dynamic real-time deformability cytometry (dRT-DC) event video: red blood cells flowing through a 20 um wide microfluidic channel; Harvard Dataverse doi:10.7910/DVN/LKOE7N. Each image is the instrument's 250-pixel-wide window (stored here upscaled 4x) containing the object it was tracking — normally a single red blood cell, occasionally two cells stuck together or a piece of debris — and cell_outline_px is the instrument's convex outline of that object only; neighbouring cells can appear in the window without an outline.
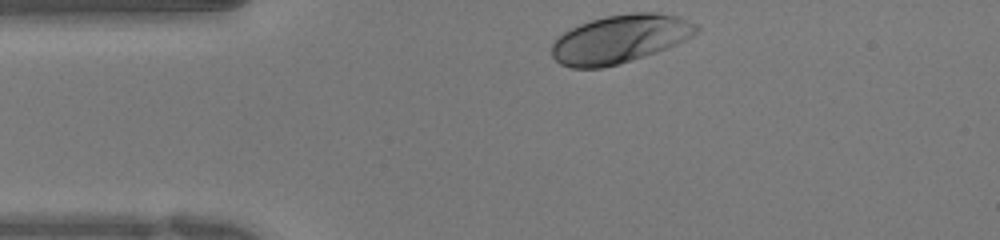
{"species": "human", "species_latin": "Homo sapiens", "temperature_condition": "warm", "stored_images_in_passage": 32, "camera_frame_rate_fps": 3000, "um_per_image_px": 0.085, "donor": {"sex": "female"}, "frame": {"image": 1, "passage_image": 1, "time_ms": 0.0, "image_size_px": [1000, 240], "cell_outline_px": [[700, 32], [676, 44], [656, 52], [644, 56], [616, 64], [600, 68], [572, 68], [560, 64], [552, 56], [552, 44], [564, 32], [580, 24], [592, 20], [608, 16], [632, 12], [656, 12], [676, 16], [696, 24], [700, 28]], "centroid_in_image_um": [52.71, 3.31], "position_along_channel_um": 32.3, "area_um2": 40.23}}
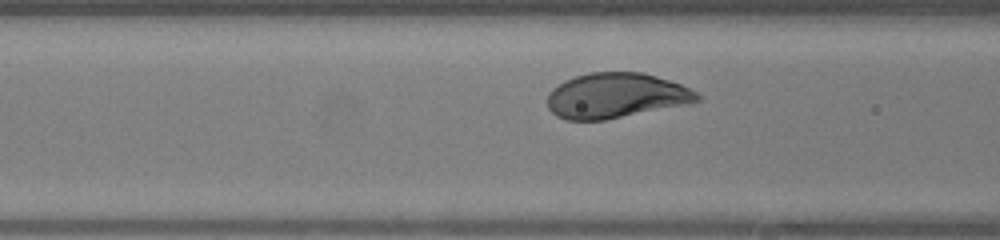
{"frame": {"image": 2, "passage_image": 10, "time_ms": 3.0, "image_size_px": [1000, 240], "cell_outline_px": [[700, 100], [688, 104], [604, 120], [564, 120], [556, 116], [548, 108], [548, 92], [552, 88], [564, 80], [588, 72], [640, 72], [656, 76], [680, 84], [696, 92], [700, 96]], "centroid_in_image_um": [52.31, 8.13], "position_along_channel_um": 114.3, "area_um2": 39.36}}
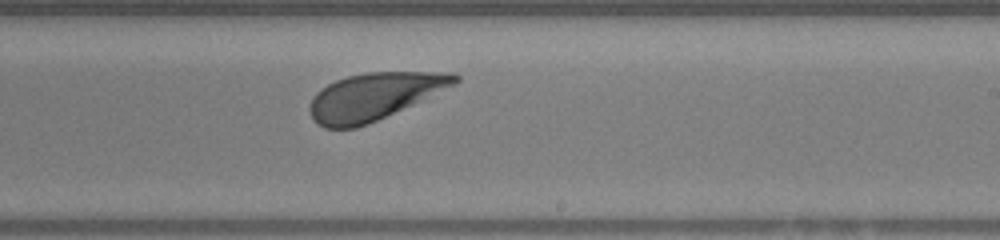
{"frame": {"image": 3, "passage_image": 21, "time_ms": 6.667, "image_size_px": [1000, 240], "cell_outline_px": [[460, 80], [456, 84], [368, 124], [356, 128], [324, 128], [312, 120], [308, 108], [312, 96], [320, 88], [336, 80], [348, 76], [364, 72], [456, 72], [460, 76]], "centroid_in_image_um": [31.77, 8.18], "position_along_channel_um": 257.2, "area_um2": 39.77}, "authors_computed_cell_mechanics": {"area_um2": 39.8531, "velocity_mm_per_s": 3.9116, "shape_relaxation_time_tau1_ms": 0.895, "shape_relaxation_time_tau2_ms": null, "deformation_change_tau1": 0.1055, "deformation_change_tau2": null}}